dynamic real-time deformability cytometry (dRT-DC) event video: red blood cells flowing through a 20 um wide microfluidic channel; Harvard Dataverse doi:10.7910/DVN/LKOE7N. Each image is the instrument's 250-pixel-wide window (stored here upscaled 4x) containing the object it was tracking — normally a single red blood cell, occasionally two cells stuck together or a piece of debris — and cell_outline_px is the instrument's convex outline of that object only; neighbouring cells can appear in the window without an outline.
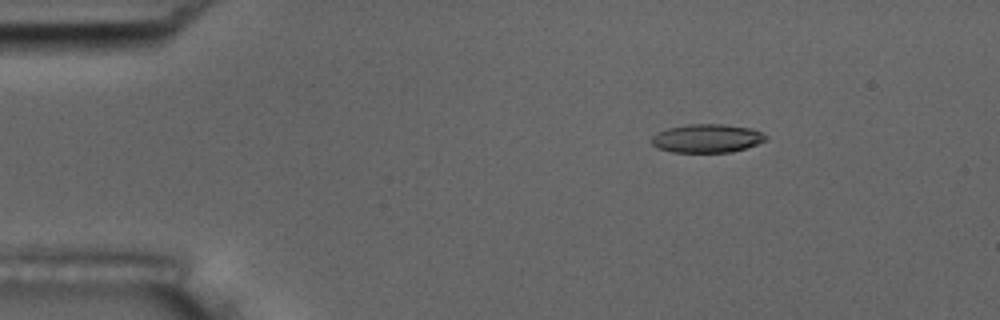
{"species": "common noctule bat (a hibernating species)", "species_latin": "Nyctalus noctula", "temperature_condition": "room temperature", "stored_images_in_passage": 6, "camera_frame_rate_fps": 3000, "um_per_image_px": 0.085, "animal": {"sex": "male", "body_mass_g": 17.5, "forearm_length_mm": 52.3}, "frame": {"image": 1, "passage_image": 3, "time_ms": 0.667, "image_size_px": [1000, 320], "cell_outline_px": [[768, 140], [732, 152], [672, 152], [656, 148], [652, 144], [652, 136], [656, 132], [668, 128], [688, 124], [724, 124], [748, 128], [760, 132], [768, 136]], "centroid_in_image_um": [60.06, 11.76], "position_along_channel_um": 24.9, "area_um2": 18.96}}